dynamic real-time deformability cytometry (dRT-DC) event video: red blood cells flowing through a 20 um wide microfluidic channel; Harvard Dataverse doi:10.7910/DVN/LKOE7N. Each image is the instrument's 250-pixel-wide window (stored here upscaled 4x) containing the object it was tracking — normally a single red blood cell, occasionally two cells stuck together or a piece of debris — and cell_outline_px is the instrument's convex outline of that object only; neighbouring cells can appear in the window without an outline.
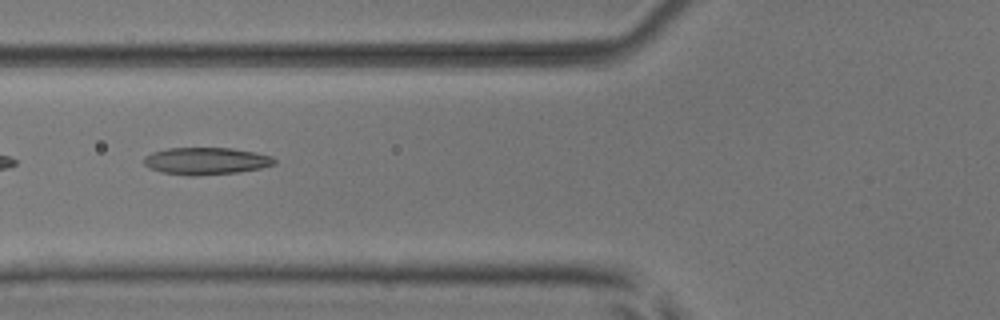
{"species": "common noctule bat (a hibernating species)", "species_latin": "Nyctalus noctula", "temperature_condition": "room temperature", "stored_images_in_passage": 4, "camera_frame_rate_fps": 3000, "um_per_image_px": 0.085, "animal": {"sex": "male", "body_mass_g": 17.9, "forearm_length_mm": 54.2}, "frame": {"image": 1, "passage_image": 4, "time_ms": 3.333, "image_size_px": [1000, 320], "cell_outline_px": [[276, 164], [260, 168], [240, 172], [196, 176], [188, 176], [160, 172], [148, 168], [144, 164], [144, 156], [152, 152], [168, 148], [232, 148], [256, 152], [272, 156], [276, 160]], "centroid_in_image_um": [17.51, 13.69], "position_along_channel_um": 108.3, "area_um2": 20.92}}